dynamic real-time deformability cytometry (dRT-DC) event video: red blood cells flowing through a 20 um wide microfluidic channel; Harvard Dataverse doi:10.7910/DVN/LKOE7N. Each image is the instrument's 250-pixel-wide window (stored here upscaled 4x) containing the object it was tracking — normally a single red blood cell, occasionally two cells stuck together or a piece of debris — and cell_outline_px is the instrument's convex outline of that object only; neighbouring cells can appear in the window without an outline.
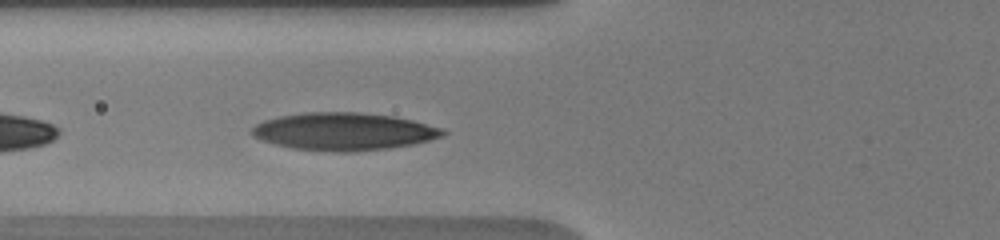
{"species": "human", "species_latin": "Homo sapiens", "temperature_condition": "warm", "stored_images_in_passage": 3, "camera_frame_rate_fps": 3000, "um_per_image_px": 0.085, "donor": {"sex": "male"}, "frame": {"image": 1, "passage_image": 3, "time_ms": 1.0, "image_size_px": [1000, 240], "cell_outline_px": [[448, 132], [444, 136], [412, 144], [388, 148], [352, 152], [336, 152], [292, 148], [260, 140], [252, 136], [248, 132], [256, 124], [264, 120], [280, 116], [304, 112], [360, 112], [392, 116], [412, 120], [444, 128]], "centroid_in_image_um": [29.21, 11.17], "position_along_channel_um": 96.6, "area_um2": 41.96}}